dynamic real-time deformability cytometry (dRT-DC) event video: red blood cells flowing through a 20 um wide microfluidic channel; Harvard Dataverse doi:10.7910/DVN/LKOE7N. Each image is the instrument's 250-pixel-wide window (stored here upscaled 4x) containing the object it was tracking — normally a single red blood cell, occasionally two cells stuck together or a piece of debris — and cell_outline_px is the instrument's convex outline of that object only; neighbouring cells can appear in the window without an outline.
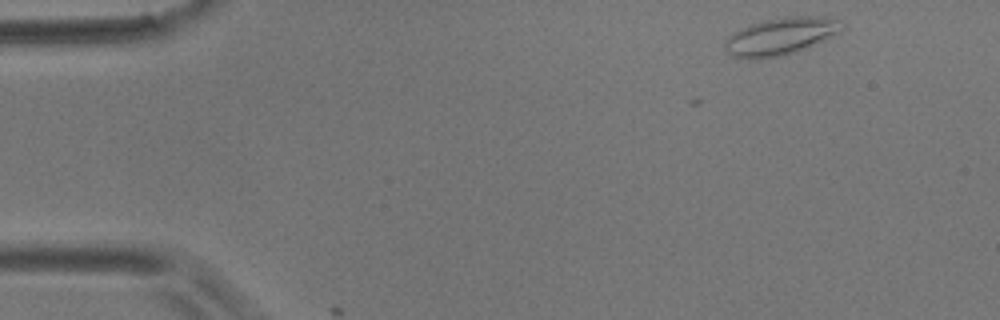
{"species": "common noctule bat (a hibernating species)", "species_latin": "Nyctalus noctula", "temperature_condition": "room temperature", "stored_images_in_passage": 2, "camera_frame_rate_fps": 3000, "um_per_image_px": 0.085, "animal": {"sex": "male", "body_mass_g": 17.9}, "frame": {"image": 1, "passage_image": 1, "time_ms": 0.0, "image_size_px": [1000, 320], "cell_outline_px": [[844, 24], [836, 32], [808, 48], [784, 56], [756, 60], [748, 60], [732, 56], [724, 48], [724, 40], [732, 32], [748, 24], [764, 20], [784, 16], [824, 16], [840, 20]], "centroid_in_image_um": [66.26, 3.1], "position_along_channel_um": 18.7, "area_um2": 25.84}}